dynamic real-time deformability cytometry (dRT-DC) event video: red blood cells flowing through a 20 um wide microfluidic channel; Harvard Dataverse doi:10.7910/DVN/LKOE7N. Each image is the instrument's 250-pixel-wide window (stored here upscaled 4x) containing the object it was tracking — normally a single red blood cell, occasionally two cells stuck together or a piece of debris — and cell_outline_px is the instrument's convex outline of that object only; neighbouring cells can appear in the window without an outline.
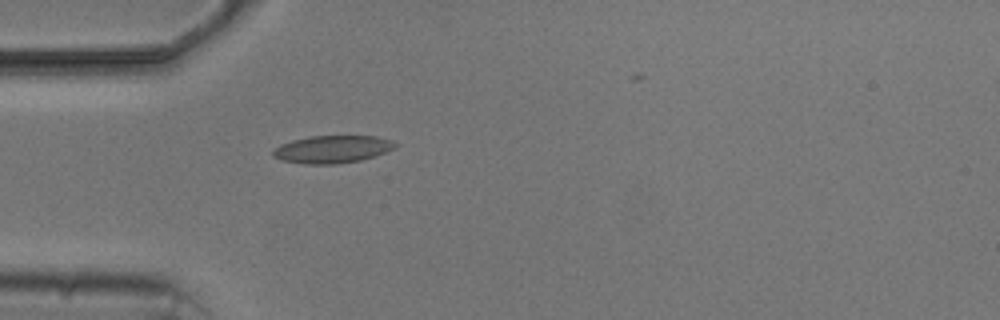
{"species": "common noctule bat (a hibernating species)", "species_latin": "Nyctalus noctula", "temperature_condition": "cold", "stored_images_in_passage": 2, "camera_frame_rate_fps": 3000, "um_per_image_px": 0.085, "animal": {"sex": "male", "body_mass_g": 20.5, "forearm_length_mm": 52.5}, "frame": {"image": 1, "passage_image": 1, "time_ms": 0.0, "image_size_px": [1000, 320], "cell_outline_px": [[400, 144], [396, 148], [376, 156], [360, 160], [336, 164], [304, 164], [280, 160], [272, 156], [272, 152], [280, 144], [292, 140], [312, 136], [376, 136], [392, 140]], "centroid_in_image_um": [28.28, 12.69], "position_along_channel_um": 56.7, "area_um2": 19.83}}